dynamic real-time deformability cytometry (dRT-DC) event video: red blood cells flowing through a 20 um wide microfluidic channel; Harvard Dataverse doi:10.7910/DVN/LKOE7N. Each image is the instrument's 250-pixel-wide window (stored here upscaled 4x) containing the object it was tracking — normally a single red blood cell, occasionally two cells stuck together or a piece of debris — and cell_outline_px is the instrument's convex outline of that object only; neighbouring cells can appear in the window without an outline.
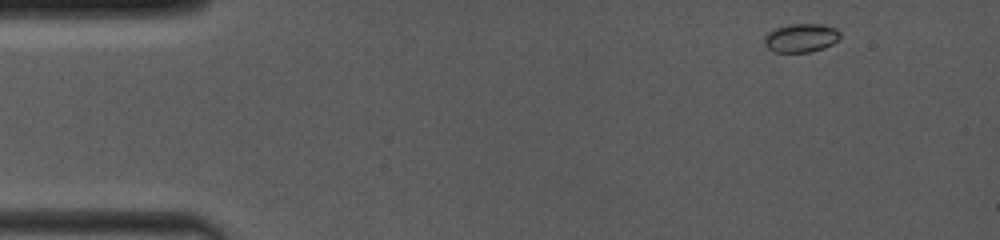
{"species": "common noctule bat (a hibernating species)", "species_latin": "Nyctalus noctula", "temperature_condition": "room temperature", "stored_images_in_passage": 58, "camera_frame_rate_fps": 4000, "um_per_image_px": 0.085, "animal": {"sex": "female", "body_mass_g": 19.0, "forearm_length_mm": 53.3}, "frame": {"image": 1, "passage_image": 1, "time_ms": 0.0, "image_size_px": [1000, 240], "cell_outline_px": [[840, 36], [832, 44], [824, 48], [808, 52], [772, 52], [764, 44], [764, 36], [768, 32], [776, 28], [788, 24], [820, 24], [836, 28], [840, 32]], "centroid_in_image_um": [68.06, 3.22], "position_along_channel_um": 16.9, "area_um2": 12.66}}
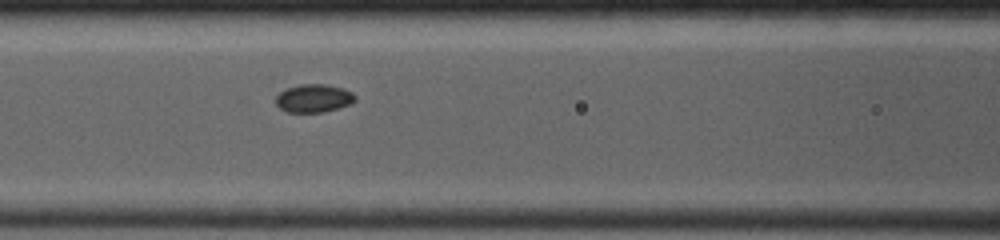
{"frame": {"image": 2, "passage_image": 23, "time_ms": 5.5, "image_size_px": [1000, 240], "cell_outline_px": [[356, 100], [352, 104], [324, 112], [284, 112], [276, 104], [276, 96], [280, 92], [288, 88], [300, 84], [324, 84], [344, 88], [352, 92], [356, 96]], "centroid_in_image_um": [26.69, 8.36], "position_along_channel_um": 139.9, "area_um2": 13.12}}
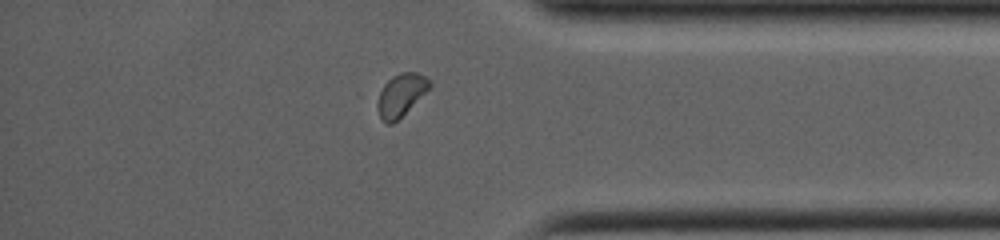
{"frame": {"image": 3, "passage_image": 49, "time_ms": 12.0, "image_size_px": [1000, 240], "cell_outline_px": [[432, 84], [392, 124], [388, 124], [380, 116], [376, 108], [372, 96], [392, 76], [400, 72], [416, 72], [432, 80]], "centroid_in_image_um": [33.97, 8.03], "position_along_channel_um": 401.2, "area_um2": 12.95}, "authors_computed_cell_mechanics": {"area_um2": 12.8894, "velocity_mm_per_s": 4.082, "shape_relaxation_time_tau1_ms": 1.7833, "shape_relaxation_time_tau2_ms": null, "deformation_change_tau1": 0.0676, "deformation_change_tau2": null}}